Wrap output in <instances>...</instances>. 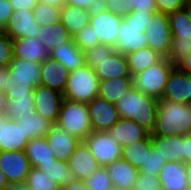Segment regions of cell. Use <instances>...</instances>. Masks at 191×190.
<instances>
[{"instance_id": "cell-1", "label": "cell", "mask_w": 191, "mask_h": 190, "mask_svg": "<svg viewBox=\"0 0 191 190\" xmlns=\"http://www.w3.org/2000/svg\"><path fill=\"white\" fill-rule=\"evenodd\" d=\"M115 108L119 118L133 120L152 132L158 112V99L132 87L115 103Z\"/></svg>"}, {"instance_id": "cell-2", "label": "cell", "mask_w": 191, "mask_h": 190, "mask_svg": "<svg viewBox=\"0 0 191 190\" xmlns=\"http://www.w3.org/2000/svg\"><path fill=\"white\" fill-rule=\"evenodd\" d=\"M191 134L189 105L170 100H158V112L150 135L179 136Z\"/></svg>"}, {"instance_id": "cell-3", "label": "cell", "mask_w": 191, "mask_h": 190, "mask_svg": "<svg viewBox=\"0 0 191 190\" xmlns=\"http://www.w3.org/2000/svg\"><path fill=\"white\" fill-rule=\"evenodd\" d=\"M155 12L132 11L120 22L119 35L115 45V52L127 55L141 48L148 47L145 35L146 27Z\"/></svg>"}, {"instance_id": "cell-4", "label": "cell", "mask_w": 191, "mask_h": 190, "mask_svg": "<svg viewBox=\"0 0 191 190\" xmlns=\"http://www.w3.org/2000/svg\"><path fill=\"white\" fill-rule=\"evenodd\" d=\"M80 141L93 131L86 103L63 99L57 123Z\"/></svg>"}, {"instance_id": "cell-5", "label": "cell", "mask_w": 191, "mask_h": 190, "mask_svg": "<svg viewBox=\"0 0 191 190\" xmlns=\"http://www.w3.org/2000/svg\"><path fill=\"white\" fill-rule=\"evenodd\" d=\"M99 79L95 70L86 64L76 70L69 71L64 99L88 104L98 96Z\"/></svg>"}, {"instance_id": "cell-6", "label": "cell", "mask_w": 191, "mask_h": 190, "mask_svg": "<svg viewBox=\"0 0 191 190\" xmlns=\"http://www.w3.org/2000/svg\"><path fill=\"white\" fill-rule=\"evenodd\" d=\"M174 67L175 65L166 57H163L159 62L134 75L132 77L133 87L159 100L164 93L169 74Z\"/></svg>"}, {"instance_id": "cell-7", "label": "cell", "mask_w": 191, "mask_h": 190, "mask_svg": "<svg viewBox=\"0 0 191 190\" xmlns=\"http://www.w3.org/2000/svg\"><path fill=\"white\" fill-rule=\"evenodd\" d=\"M84 143L102 167L121 159L122 147L108 131H92L85 138Z\"/></svg>"}, {"instance_id": "cell-8", "label": "cell", "mask_w": 191, "mask_h": 190, "mask_svg": "<svg viewBox=\"0 0 191 190\" xmlns=\"http://www.w3.org/2000/svg\"><path fill=\"white\" fill-rule=\"evenodd\" d=\"M145 35L148 47L167 58L173 40L168 14L155 12L152 16V21H149V25L146 27Z\"/></svg>"}, {"instance_id": "cell-9", "label": "cell", "mask_w": 191, "mask_h": 190, "mask_svg": "<svg viewBox=\"0 0 191 190\" xmlns=\"http://www.w3.org/2000/svg\"><path fill=\"white\" fill-rule=\"evenodd\" d=\"M122 19L123 17L99 7L91 11L89 25L93 28L95 36H98L100 44L115 47Z\"/></svg>"}, {"instance_id": "cell-10", "label": "cell", "mask_w": 191, "mask_h": 190, "mask_svg": "<svg viewBox=\"0 0 191 190\" xmlns=\"http://www.w3.org/2000/svg\"><path fill=\"white\" fill-rule=\"evenodd\" d=\"M31 168L25 151H0V170L10 184L25 183Z\"/></svg>"}, {"instance_id": "cell-11", "label": "cell", "mask_w": 191, "mask_h": 190, "mask_svg": "<svg viewBox=\"0 0 191 190\" xmlns=\"http://www.w3.org/2000/svg\"><path fill=\"white\" fill-rule=\"evenodd\" d=\"M33 98L35 112L52 124L57 123L60 107L64 99L63 94L39 85L33 89Z\"/></svg>"}, {"instance_id": "cell-12", "label": "cell", "mask_w": 191, "mask_h": 190, "mask_svg": "<svg viewBox=\"0 0 191 190\" xmlns=\"http://www.w3.org/2000/svg\"><path fill=\"white\" fill-rule=\"evenodd\" d=\"M40 25L34 20L32 10L14 11L3 32L12 40L20 38H38Z\"/></svg>"}, {"instance_id": "cell-13", "label": "cell", "mask_w": 191, "mask_h": 190, "mask_svg": "<svg viewBox=\"0 0 191 190\" xmlns=\"http://www.w3.org/2000/svg\"><path fill=\"white\" fill-rule=\"evenodd\" d=\"M87 107L93 131H108L119 120L115 104L98 96Z\"/></svg>"}, {"instance_id": "cell-14", "label": "cell", "mask_w": 191, "mask_h": 190, "mask_svg": "<svg viewBox=\"0 0 191 190\" xmlns=\"http://www.w3.org/2000/svg\"><path fill=\"white\" fill-rule=\"evenodd\" d=\"M29 140L16 120L0 115V151H25Z\"/></svg>"}, {"instance_id": "cell-15", "label": "cell", "mask_w": 191, "mask_h": 190, "mask_svg": "<svg viewBox=\"0 0 191 190\" xmlns=\"http://www.w3.org/2000/svg\"><path fill=\"white\" fill-rule=\"evenodd\" d=\"M48 146L58 160L68 161L81 142L58 124L54 123L45 136Z\"/></svg>"}, {"instance_id": "cell-16", "label": "cell", "mask_w": 191, "mask_h": 190, "mask_svg": "<svg viewBox=\"0 0 191 190\" xmlns=\"http://www.w3.org/2000/svg\"><path fill=\"white\" fill-rule=\"evenodd\" d=\"M190 75L175 66L169 74L164 93L159 100L189 105Z\"/></svg>"}, {"instance_id": "cell-17", "label": "cell", "mask_w": 191, "mask_h": 190, "mask_svg": "<svg viewBox=\"0 0 191 190\" xmlns=\"http://www.w3.org/2000/svg\"><path fill=\"white\" fill-rule=\"evenodd\" d=\"M108 133L122 148L130 146L135 142L143 141L150 136V132L144 127L133 120L125 118H119L108 130Z\"/></svg>"}, {"instance_id": "cell-18", "label": "cell", "mask_w": 191, "mask_h": 190, "mask_svg": "<svg viewBox=\"0 0 191 190\" xmlns=\"http://www.w3.org/2000/svg\"><path fill=\"white\" fill-rule=\"evenodd\" d=\"M67 163L75 179L82 181H85L100 167L84 141L79 143Z\"/></svg>"}, {"instance_id": "cell-19", "label": "cell", "mask_w": 191, "mask_h": 190, "mask_svg": "<svg viewBox=\"0 0 191 190\" xmlns=\"http://www.w3.org/2000/svg\"><path fill=\"white\" fill-rule=\"evenodd\" d=\"M152 146L160 153L166 162L185 163L184 136L150 135Z\"/></svg>"}, {"instance_id": "cell-20", "label": "cell", "mask_w": 191, "mask_h": 190, "mask_svg": "<svg viewBox=\"0 0 191 190\" xmlns=\"http://www.w3.org/2000/svg\"><path fill=\"white\" fill-rule=\"evenodd\" d=\"M69 70L50 56L41 63L40 85L64 93Z\"/></svg>"}, {"instance_id": "cell-21", "label": "cell", "mask_w": 191, "mask_h": 190, "mask_svg": "<svg viewBox=\"0 0 191 190\" xmlns=\"http://www.w3.org/2000/svg\"><path fill=\"white\" fill-rule=\"evenodd\" d=\"M12 42L13 56L16 59L42 63L50 56L49 49L38 38H20L14 39Z\"/></svg>"}, {"instance_id": "cell-22", "label": "cell", "mask_w": 191, "mask_h": 190, "mask_svg": "<svg viewBox=\"0 0 191 190\" xmlns=\"http://www.w3.org/2000/svg\"><path fill=\"white\" fill-rule=\"evenodd\" d=\"M106 170L114 188L130 190L134 188L139 170L122 158L108 164Z\"/></svg>"}, {"instance_id": "cell-23", "label": "cell", "mask_w": 191, "mask_h": 190, "mask_svg": "<svg viewBox=\"0 0 191 190\" xmlns=\"http://www.w3.org/2000/svg\"><path fill=\"white\" fill-rule=\"evenodd\" d=\"M158 178L162 190H188L185 163L166 162Z\"/></svg>"}, {"instance_id": "cell-24", "label": "cell", "mask_w": 191, "mask_h": 190, "mask_svg": "<svg viewBox=\"0 0 191 190\" xmlns=\"http://www.w3.org/2000/svg\"><path fill=\"white\" fill-rule=\"evenodd\" d=\"M50 57L58 61L69 71L76 70L85 65V53L74 44L73 39L51 49Z\"/></svg>"}, {"instance_id": "cell-25", "label": "cell", "mask_w": 191, "mask_h": 190, "mask_svg": "<svg viewBox=\"0 0 191 190\" xmlns=\"http://www.w3.org/2000/svg\"><path fill=\"white\" fill-rule=\"evenodd\" d=\"M95 73L99 81L131 76L126 56L118 52L98 63Z\"/></svg>"}, {"instance_id": "cell-26", "label": "cell", "mask_w": 191, "mask_h": 190, "mask_svg": "<svg viewBox=\"0 0 191 190\" xmlns=\"http://www.w3.org/2000/svg\"><path fill=\"white\" fill-rule=\"evenodd\" d=\"M91 10L65 4L61 8L60 22L73 37L90 22Z\"/></svg>"}, {"instance_id": "cell-27", "label": "cell", "mask_w": 191, "mask_h": 190, "mask_svg": "<svg viewBox=\"0 0 191 190\" xmlns=\"http://www.w3.org/2000/svg\"><path fill=\"white\" fill-rule=\"evenodd\" d=\"M133 87L132 76L99 81L98 97L115 104Z\"/></svg>"}, {"instance_id": "cell-28", "label": "cell", "mask_w": 191, "mask_h": 190, "mask_svg": "<svg viewBox=\"0 0 191 190\" xmlns=\"http://www.w3.org/2000/svg\"><path fill=\"white\" fill-rule=\"evenodd\" d=\"M125 56L132 77L159 62L163 58L162 55L149 47L141 48Z\"/></svg>"}, {"instance_id": "cell-29", "label": "cell", "mask_w": 191, "mask_h": 190, "mask_svg": "<svg viewBox=\"0 0 191 190\" xmlns=\"http://www.w3.org/2000/svg\"><path fill=\"white\" fill-rule=\"evenodd\" d=\"M40 73L41 63L13 58L9 65V76L11 78L27 79L33 88L40 85Z\"/></svg>"}, {"instance_id": "cell-30", "label": "cell", "mask_w": 191, "mask_h": 190, "mask_svg": "<svg viewBox=\"0 0 191 190\" xmlns=\"http://www.w3.org/2000/svg\"><path fill=\"white\" fill-rule=\"evenodd\" d=\"M35 168L49 176L60 187L68 185L75 180L73 171L68 166V163L57 158L52 159V162L47 164H37Z\"/></svg>"}, {"instance_id": "cell-31", "label": "cell", "mask_w": 191, "mask_h": 190, "mask_svg": "<svg viewBox=\"0 0 191 190\" xmlns=\"http://www.w3.org/2000/svg\"><path fill=\"white\" fill-rule=\"evenodd\" d=\"M16 121L29 139L45 137L52 125L49 120L41 117L35 111L29 115L21 116Z\"/></svg>"}, {"instance_id": "cell-32", "label": "cell", "mask_w": 191, "mask_h": 190, "mask_svg": "<svg viewBox=\"0 0 191 190\" xmlns=\"http://www.w3.org/2000/svg\"><path fill=\"white\" fill-rule=\"evenodd\" d=\"M72 38L61 22L40 26L38 34V39L49 51L62 43L71 41Z\"/></svg>"}, {"instance_id": "cell-33", "label": "cell", "mask_w": 191, "mask_h": 190, "mask_svg": "<svg viewBox=\"0 0 191 190\" xmlns=\"http://www.w3.org/2000/svg\"><path fill=\"white\" fill-rule=\"evenodd\" d=\"M25 153L32 167L37 164H47L56 158L45 137L30 139L26 145Z\"/></svg>"}, {"instance_id": "cell-34", "label": "cell", "mask_w": 191, "mask_h": 190, "mask_svg": "<svg viewBox=\"0 0 191 190\" xmlns=\"http://www.w3.org/2000/svg\"><path fill=\"white\" fill-rule=\"evenodd\" d=\"M151 146V136H149L143 141L123 147L121 158L139 170L145 164L146 154L150 152Z\"/></svg>"}, {"instance_id": "cell-35", "label": "cell", "mask_w": 191, "mask_h": 190, "mask_svg": "<svg viewBox=\"0 0 191 190\" xmlns=\"http://www.w3.org/2000/svg\"><path fill=\"white\" fill-rule=\"evenodd\" d=\"M172 38L191 39V22L184 9L168 14Z\"/></svg>"}, {"instance_id": "cell-36", "label": "cell", "mask_w": 191, "mask_h": 190, "mask_svg": "<svg viewBox=\"0 0 191 190\" xmlns=\"http://www.w3.org/2000/svg\"><path fill=\"white\" fill-rule=\"evenodd\" d=\"M34 111L33 97H16L13 99H7L5 115L10 119L16 120L21 116L29 115V113Z\"/></svg>"}, {"instance_id": "cell-37", "label": "cell", "mask_w": 191, "mask_h": 190, "mask_svg": "<svg viewBox=\"0 0 191 190\" xmlns=\"http://www.w3.org/2000/svg\"><path fill=\"white\" fill-rule=\"evenodd\" d=\"M32 11L34 20L40 26H47L60 22L61 8L38 2Z\"/></svg>"}, {"instance_id": "cell-38", "label": "cell", "mask_w": 191, "mask_h": 190, "mask_svg": "<svg viewBox=\"0 0 191 190\" xmlns=\"http://www.w3.org/2000/svg\"><path fill=\"white\" fill-rule=\"evenodd\" d=\"M25 184L32 190H60L57 183L35 167L29 171Z\"/></svg>"}, {"instance_id": "cell-39", "label": "cell", "mask_w": 191, "mask_h": 190, "mask_svg": "<svg viewBox=\"0 0 191 190\" xmlns=\"http://www.w3.org/2000/svg\"><path fill=\"white\" fill-rule=\"evenodd\" d=\"M33 87L30 85V81L21 78H11L4 90L7 99H13L16 97H33Z\"/></svg>"}, {"instance_id": "cell-40", "label": "cell", "mask_w": 191, "mask_h": 190, "mask_svg": "<svg viewBox=\"0 0 191 190\" xmlns=\"http://www.w3.org/2000/svg\"><path fill=\"white\" fill-rule=\"evenodd\" d=\"M85 64L92 70L98 67V63L109 58L115 53L114 46L100 44L87 49L85 52Z\"/></svg>"}, {"instance_id": "cell-41", "label": "cell", "mask_w": 191, "mask_h": 190, "mask_svg": "<svg viewBox=\"0 0 191 190\" xmlns=\"http://www.w3.org/2000/svg\"><path fill=\"white\" fill-rule=\"evenodd\" d=\"M87 190H110L113 188L112 180L108 175L106 167L100 166L85 181Z\"/></svg>"}, {"instance_id": "cell-42", "label": "cell", "mask_w": 191, "mask_h": 190, "mask_svg": "<svg viewBox=\"0 0 191 190\" xmlns=\"http://www.w3.org/2000/svg\"><path fill=\"white\" fill-rule=\"evenodd\" d=\"M191 52V39L173 38L172 47L167 59L177 65L181 60L188 56Z\"/></svg>"}, {"instance_id": "cell-43", "label": "cell", "mask_w": 191, "mask_h": 190, "mask_svg": "<svg viewBox=\"0 0 191 190\" xmlns=\"http://www.w3.org/2000/svg\"><path fill=\"white\" fill-rule=\"evenodd\" d=\"M72 39L74 44L84 52L89 48L100 45L98 36H95L94 30L89 24L74 35Z\"/></svg>"}, {"instance_id": "cell-44", "label": "cell", "mask_w": 191, "mask_h": 190, "mask_svg": "<svg viewBox=\"0 0 191 190\" xmlns=\"http://www.w3.org/2000/svg\"><path fill=\"white\" fill-rule=\"evenodd\" d=\"M165 163L166 161L160 153L151 146L150 152L146 154L145 164L139 169V172L158 176L160 169Z\"/></svg>"}, {"instance_id": "cell-45", "label": "cell", "mask_w": 191, "mask_h": 190, "mask_svg": "<svg viewBox=\"0 0 191 190\" xmlns=\"http://www.w3.org/2000/svg\"><path fill=\"white\" fill-rule=\"evenodd\" d=\"M101 7L115 15L124 17L133 11L131 0H101Z\"/></svg>"}, {"instance_id": "cell-46", "label": "cell", "mask_w": 191, "mask_h": 190, "mask_svg": "<svg viewBox=\"0 0 191 190\" xmlns=\"http://www.w3.org/2000/svg\"><path fill=\"white\" fill-rule=\"evenodd\" d=\"M13 42L3 31H0V66H9L13 60Z\"/></svg>"}, {"instance_id": "cell-47", "label": "cell", "mask_w": 191, "mask_h": 190, "mask_svg": "<svg viewBox=\"0 0 191 190\" xmlns=\"http://www.w3.org/2000/svg\"><path fill=\"white\" fill-rule=\"evenodd\" d=\"M138 190H162L158 176L139 172L134 185Z\"/></svg>"}, {"instance_id": "cell-48", "label": "cell", "mask_w": 191, "mask_h": 190, "mask_svg": "<svg viewBox=\"0 0 191 190\" xmlns=\"http://www.w3.org/2000/svg\"><path fill=\"white\" fill-rule=\"evenodd\" d=\"M185 0H155L157 12L171 13L183 9Z\"/></svg>"}, {"instance_id": "cell-49", "label": "cell", "mask_w": 191, "mask_h": 190, "mask_svg": "<svg viewBox=\"0 0 191 190\" xmlns=\"http://www.w3.org/2000/svg\"><path fill=\"white\" fill-rule=\"evenodd\" d=\"M14 12L10 0H0V31H3Z\"/></svg>"}, {"instance_id": "cell-50", "label": "cell", "mask_w": 191, "mask_h": 190, "mask_svg": "<svg viewBox=\"0 0 191 190\" xmlns=\"http://www.w3.org/2000/svg\"><path fill=\"white\" fill-rule=\"evenodd\" d=\"M133 11L157 12L155 0H131Z\"/></svg>"}, {"instance_id": "cell-51", "label": "cell", "mask_w": 191, "mask_h": 190, "mask_svg": "<svg viewBox=\"0 0 191 190\" xmlns=\"http://www.w3.org/2000/svg\"><path fill=\"white\" fill-rule=\"evenodd\" d=\"M66 4L92 11L101 7V0H66Z\"/></svg>"}, {"instance_id": "cell-52", "label": "cell", "mask_w": 191, "mask_h": 190, "mask_svg": "<svg viewBox=\"0 0 191 190\" xmlns=\"http://www.w3.org/2000/svg\"><path fill=\"white\" fill-rule=\"evenodd\" d=\"M14 11L20 9L33 10L38 3V0H10Z\"/></svg>"}, {"instance_id": "cell-53", "label": "cell", "mask_w": 191, "mask_h": 190, "mask_svg": "<svg viewBox=\"0 0 191 190\" xmlns=\"http://www.w3.org/2000/svg\"><path fill=\"white\" fill-rule=\"evenodd\" d=\"M185 164H191V134L184 135Z\"/></svg>"}, {"instance_id": "cell-54", "label": "cell", "mask_w": 191, "mask_h": 190, "mask_svg": "<svg viewBox=\"0 0 191 190\" xmlns=\"http://www.w3.org/2000/svg\"><path fill=\"white\" fill-rule=\"evenodd\" d=\"M9 81V66H0V90L4 92Z\"/></svg>"}, {"instance_id": "cell-55", "label": "cell", "mask_w": 191, "mask_h": 190, "mask_svg": "<svg viewBox=\"0 0 191 190\" xmlns=\"http://www.w3.org/2000/svg\"><path fill=\"white\" fill-rule=\"evenodd\" d=\"M60 190H87V188L84 181L75 179L68 185L60 187Z\"/></svg>"}, {"instance_id": "cell-56", "label": "cell", "mask_w": 191, "mask_h": 190, "mask_svg": "<svg viewBox=\"0 0 191 190\" xmlns=\"http://www.w3.org/2000/svg\"><path fill=\"white\" fill-rule=\"evenodd\" d=\"M180 70L191 76V52L176 65Z\"/></svg>"}, {"instance_id": "cell-57", "label": "cell", "mask_w": 191, "mask_h": 190, "mask_svg": "<svg viewBox=\"0 0 191 190\" xmlns=\"http://www.w3.org/2000/svg\"><path fill=\"white\" fill-rule=\"evenodd\" d=\"M40 3L62 8L66 4V0H38Z\"/></svg>"}, {"instance_id": "cell-58", "label": "cell", "mask_w": 191, "mask_h": 190, "mask_svg": "<svg viewBox=\"0 0 191 190\" xmlns=\"http://www.w3.org/2000/svg\"><path fill=\"white\" fill-rule=\"evenodd\" d=\"M7 105V98L3 91L0 90V115L5 114V109Z\"/></svg>"}, {"instance_id": "cell-59", "label": "cell", "mask_w": 191, "mask_h": 190, "mask_svg": "<svg viewBox=\"0 0 191 190\" xmlns=\"http://www.w3.org/2000/svg\"><path fill=\"white\" fill-rule=\"evenodd\" d=\"M6 190H32L29 186H27L25 183L22 184H10Z\"/></svg>"}, {"instance_id": "cell-60", "label": "cell", "mask_w": 191, "mask_h": 190, "mask_svg": "<svg viewBox=\"0 0 191 190\" xmlns=\"http://www.w3.org/2000/svg\"><path fill=\"white\" fill-rule=\"evenodd\" d=\"M9 185L10 183L6 178V175L0 170V190H6Z\"/></svg>"}, {"instance_id": "cell-61", "label": "cell", "mask_w": 191, "mask_h": 190, "mask_svg": "<svg viewBox=\"0 0 191 190\" xmlns=\"http://www.w3.org/2000/svg\"><path fill=\"white\" fill-rule=\"evenodd\" d=\"M187 189L191 190V164H186Z\"/></svg>"}, {"instance_id": "cell-62", "label": "cell", "mask_w": 191, "mask_h": 190, "mask_svg": "<svg viewBox=\"0 0 191 190\" xmlns=\"http://www.w3.org/2000/svg\"><path fill=\"white\" fill-rule=\"evenodd\" d=\"M183 9L191 22V1H186Z\"/></svg>"}, {"instance_id": "cell-63", "label": "cell", "mask_w": 191, "mask_h": 190, "mask_svg": "<svg viewBox=\"0 0 191 190\" xmlns=\"http://www.w3.org/2000/svg\"><path fill=\"white\" fill-rule=\"evenodd\" d=\"M189 105H191V76H190V95H189Z\"/></svg>"}, {"instance_id": "cell-64", "label": "cell", "mask_w": 191, "mask_h": 190, "mask_svg": "<svg viewBox=\"0 0 191 190\" xmlns=\"http://www.w3.org/2000/svg\"><path fill=\"white\" fill-rule=\"evenodd\" d=\"M110 190H124V189H119V188H112V189H110Z\"/></svg>"}, {"instance_id": "cell-65", "label": "cell", "mask_w": 191, "mask_h": 190, "mask_svg": "<svg viewBox=\"0 0 191 190\" xmlns=\"http://www.w3.org/2000/svg\"><path fill=\"white\" fill-rule=\"evenodd\" d=\"M189 114L191 115V105H189Z\"/></svg>"}]
</instances>
